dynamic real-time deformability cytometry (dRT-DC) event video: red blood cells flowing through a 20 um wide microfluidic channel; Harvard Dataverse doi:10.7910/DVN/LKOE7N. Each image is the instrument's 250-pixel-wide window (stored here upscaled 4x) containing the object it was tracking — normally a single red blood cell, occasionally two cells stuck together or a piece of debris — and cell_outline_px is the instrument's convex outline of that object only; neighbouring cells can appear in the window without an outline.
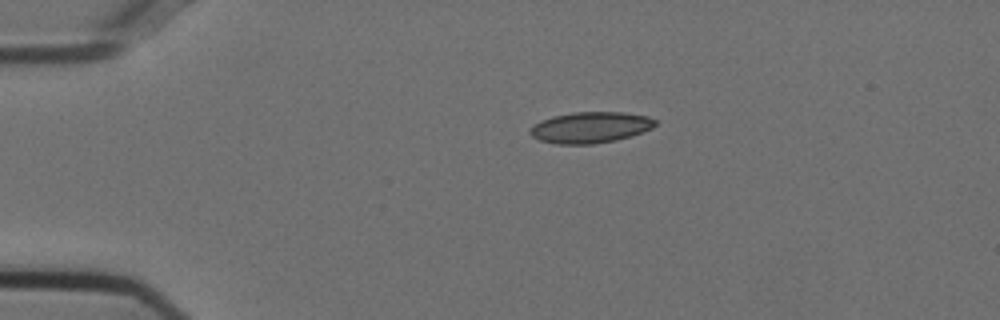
{"species": "Egyptian fruit bat (a non-hibernating species)", "species_latin": "Rousettus aegyptiacus", "temperature_condition": "cold", "stored_images_in_passage": 23, "camera_frame_rate_fps": 3000, "um_per_image_px": 0.085, "animal": {"sex": "female"}, "frame": {"image": 1, "passage_image": 1, "time_ms": 0.0, "image_size_px": [1000, 320], "cell_outline_px": [[656, 124], [652, 128], [632, 136], [616, 140], [592, 144], [556, 144], [540, 140], [532, 136], [528, 132], [540, 120], [552, 116], [572, 112], [624, 112], [648, 116], [656, 120]], "centroid_in_image_um": [50.2, 10.82], "position_along_channel_um": 34.8, "area_um2": 22.72}}
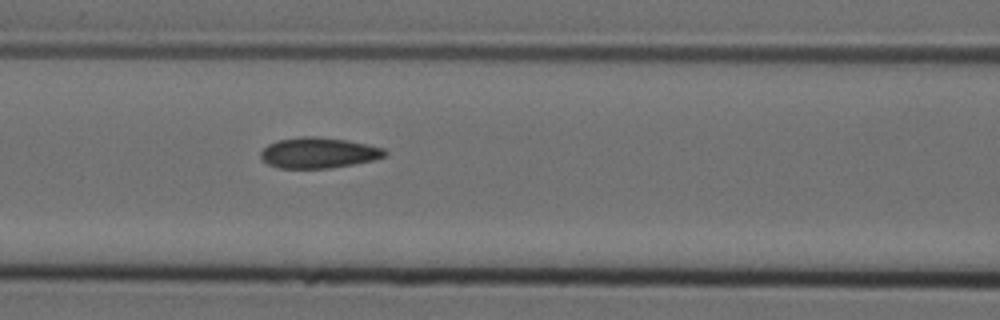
{"frame": {"image": 2, "passage_image": 13, "time_ms": 4.0, "image_size_px": [1000, 320], "cell_outline_px": [[388, 152], [384, 156], [376, 160], [332, 168], [276, 168], [268, 164], [260, 156], [260, 152], [268, 144], [280, 140], [304, 136], [312, 136], [344, 140], [384, 148]], "centroid_in_image_um": [27.08, 13.0], "position_along_channel_um": 139.5, "area_um2": 22.02}}
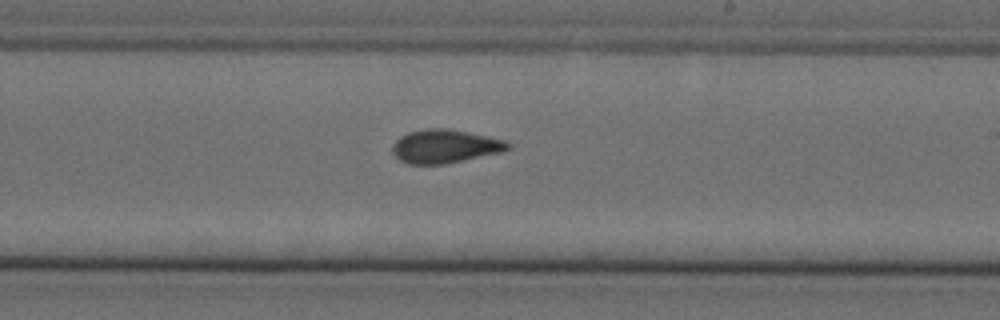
{"frame": {"image": 3, "passage_image": 22, "time_ms": 7.0, "image_size_px": [1000, 320], "cell_outline_px": [[512, 144], [508, 148], [500, 152], [444, 164], [408, 164], [400, 160], [392, 152], [392, 144], [400, 136], [408, 132], [424, 128], [448, 128], [468, 132], [504, 140]], "centroid_in_image_um": [37.77, 12.42], "position_along_channel_um": 251.2, "area_um2": 22.43}}